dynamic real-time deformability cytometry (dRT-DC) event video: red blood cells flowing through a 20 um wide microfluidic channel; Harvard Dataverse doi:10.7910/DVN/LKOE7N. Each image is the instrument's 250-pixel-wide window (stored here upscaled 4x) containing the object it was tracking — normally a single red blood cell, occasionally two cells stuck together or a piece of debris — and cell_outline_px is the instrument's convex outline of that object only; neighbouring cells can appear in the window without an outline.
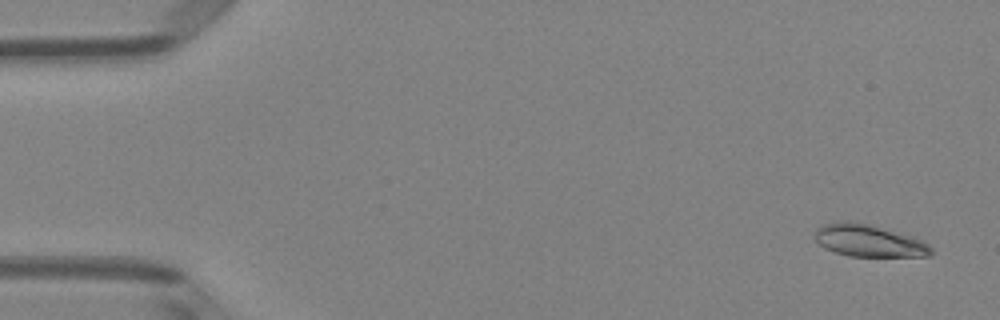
{"species": "Egyptian fruit bat (a non-hibernating species)", "species_latin": "Rousettus aegyptiacus", "temperature_condition": "room temperature", "stored_images_in_passage": 51, "camera_frame_rate_fps": 3000, "um_per_image_px": 0.085, "animal": {"sex": "female"}, "frame": {"image": 1, "passage_image": 3, "time_ms": 0.667, "image_size_px": [1000, 320], "cell_outline_px": [[932, 256], [848, 256], [824, 248], [816, 240], [816, 228], [820, 224], [836, 220], [852, 220], [872, 224], [916, 236], [928, 244], [932, 248]], "centroid_in_image_um": [73.86, 20.42], "position_along_channel_um": 11.1, "area_um2": 22.43}}
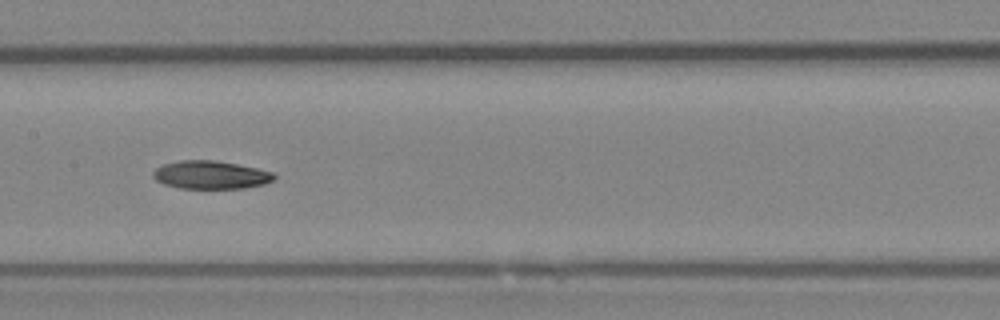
{"frame": {"image": 2, "passage_image": 26, "time_ms": 8.333, "image_size_px": [1000, 320], "cell_outline_px": [[276, 180], [264, 184], [244, 188], [180, 188], [164, 184], [156, 180], [152, 176], [152, 172], [156, 168], [164, 164], [180, 160], [216, 160], [256, 168], [272, 172], [276, 176]], "centroid_in_image_um": [17.91, 14.86], "position_along_channel_um": 189.5, "area_um2": 19.83}}
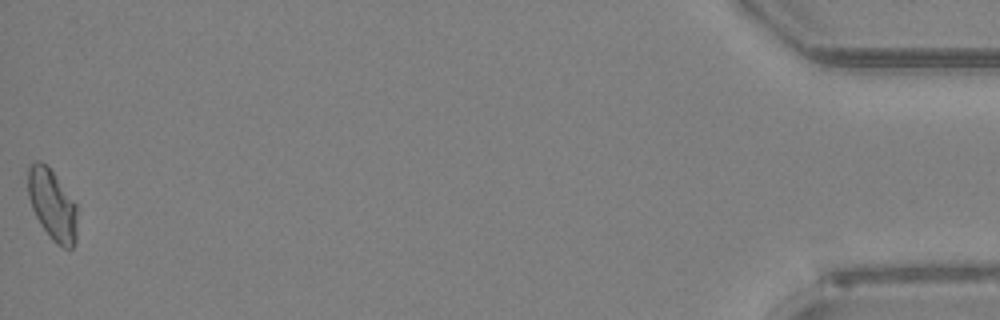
{"frame": {"image": 3, "passage_image": 51, "time_ms": 16.667, "image_size_px": [1000, 320], "cell_outline_px": [[76, 240], [72, 248], [64, 248], [56, 244], [52, 240], [40, 224], [32, 208], [28, 196], [28, 168], [36, 160], [40, 160], [52, 172], [76, 204]], "centroid_in_image_um": [4.43, 17.44], "position_along_channel_um": 430.8, "area_um2": 19.94}, "authors_computed_cell_mechanics": {"area_um2": 20.3456, "velocity_mm_per_s": 4.0431, "shape_relaxation_time_tau1_ms": 3.8088, "shape_relaxation_time_tau2_ms": 9.7884, "deformation_change_tau1": 0.1419, "deformation_change_tau2": 0.1661}}